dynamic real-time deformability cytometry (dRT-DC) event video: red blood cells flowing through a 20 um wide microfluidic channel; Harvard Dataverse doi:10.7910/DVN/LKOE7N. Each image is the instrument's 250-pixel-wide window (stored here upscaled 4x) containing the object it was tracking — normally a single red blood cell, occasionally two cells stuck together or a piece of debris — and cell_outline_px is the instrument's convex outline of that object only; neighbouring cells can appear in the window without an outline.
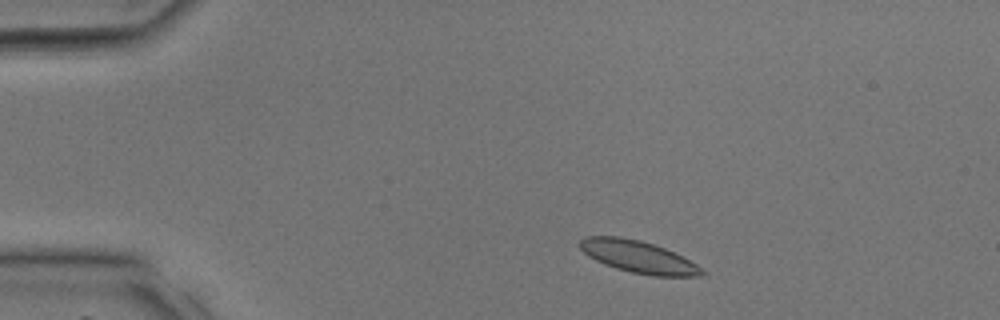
{"species": "common noctule bat (a hibernating species)", "species_latin": "Nyctalus noctula", "temperature_condition": "room temperature", "stored_images_in_passage": 32, "camera_frame_rate_fps": 3000, "um_per_image_px": 0.085, "animal": {"sex": "male", "body_mass_g": 17.9, "forearm_length_mm": 54.2}, "frame": {"image": 1, "passage_image": 1, "time_ms": 0.0, "image_size_px": [1000, 320], "cell_outline_px": [[708, 272], [704, 276], [652, 276], [632, 272], [616, 268], [604, 264], [588, 256], [580, 248], [580, 240], [584, 236], [620, 236], [640, 240], [664, 248], [696, 264]], "centroid_in_image_um": [54.26, 21.83], "position_along_channel_um": 30.7, "area_um2": 22.72}}
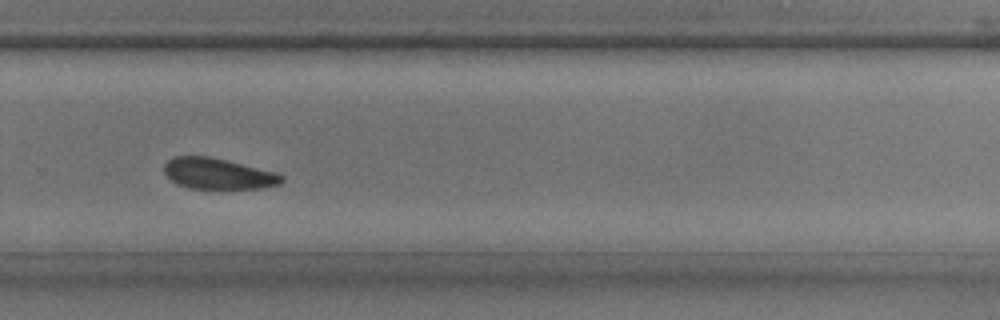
{"frame": {"image": 2, "passage_image": 20, "time_ms": 6.333, "image_size_px": [1000, 320], "cell_outline_px": [[284, 180], [280, 184], [264, 188], [188, 188], [176, 184], [164, 172], [164, 164], [172, 156], [208, 156], [276, 172], [284, 176]], "centroid_in_image_um": [18.53, 14.76], "position_along_channel_um": 311.3, "area_um2": 21.1}}
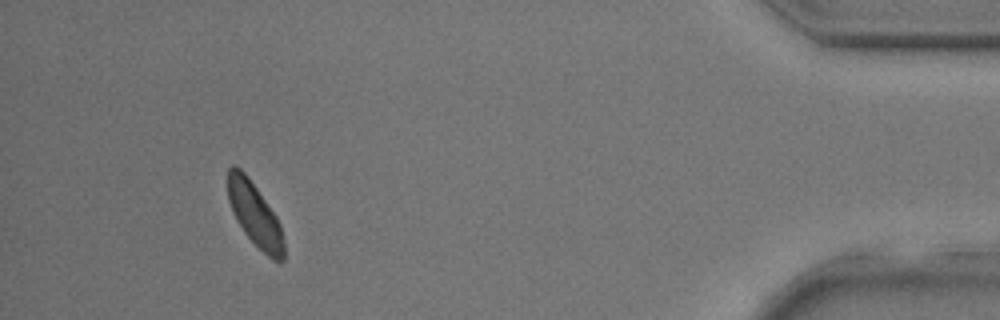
{"frame": {"image": 3, "passage_image": 29, "time_ms": 9.333, "image_size_px": [1000, 320], "cell_outline_px": [[284, 260], [280, 264], [272, 260], [244, 232], [236, 220], [232, 212], [228, 200], [228, 168], [232, 164], [236, 164], [248, 176], [276, 216], [280, 224], [284, 240]], "centroid_in_image_um": [21.66, 18.23], "position_along_channel_um": 413.5, "area_um2": 20.75}}